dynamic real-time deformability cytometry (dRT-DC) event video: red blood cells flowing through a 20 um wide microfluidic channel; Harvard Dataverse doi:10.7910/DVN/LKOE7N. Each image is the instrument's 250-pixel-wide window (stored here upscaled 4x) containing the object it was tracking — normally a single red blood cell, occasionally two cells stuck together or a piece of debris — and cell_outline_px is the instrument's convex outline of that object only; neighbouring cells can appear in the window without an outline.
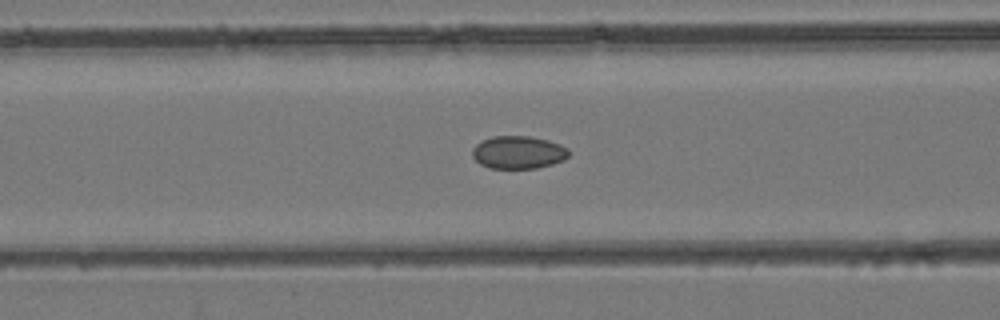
{"species": "common noctule bat (a hibernating species)", "species_latin": "Nyctalus noctula", "temperature_condition": "room temperature", "stored_images_in_passage": 30, "camera_frame_rate_fps": 3000, "um_per_image_px": 0.085, "animal": {"sex": "female", "body_mass_g": 24.6, "forearm_length_mm": 56.2}, "frame": {"image": 1, "passage_image": 9, "time_ms": 2.667, "image_size_px": [1000, 320], "cell_outline_px": [[568, 156], [564, 160], [552, 164], [536, 168], [488, 168], [480, 164], [472, 156], [472, 148], [476, 144], [492, 136], [528, 136], [548, 140], [560, 144], [568, 148]], "centroid_in_image_um": [44.05, 12.95], "position_along_channel_um": 122.6, "area_um2": 18.44}}
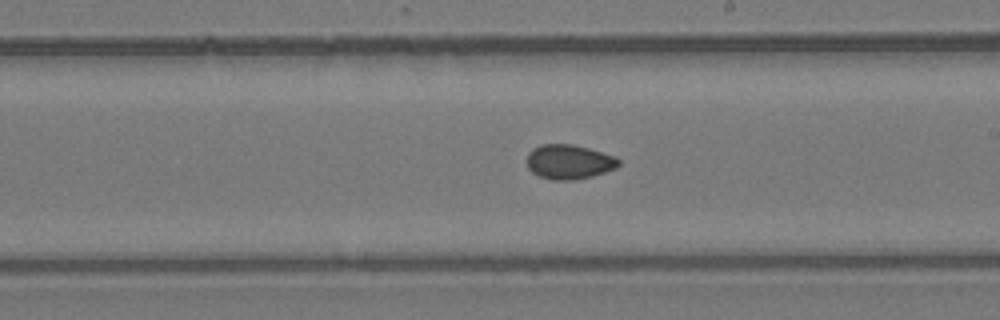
{"frame": {"image": 2, "passage_image": 17, "time_ms": 5.333, "image_size_px": [1000, 320], "cell_outline_px": [[620, 164], [616, 168], [592, 176], [572, 180], [552, 180], [540, 176], [532, 172], [528, 168], [528, 152], [532, 148], [540, 144], [572, 144], [588, 148], [612, 156], [620, 160]], "centroid_in_image_um": [48.34, 13.75], "position_along_channel_um": 240.7, "area_um2": 18.32}}
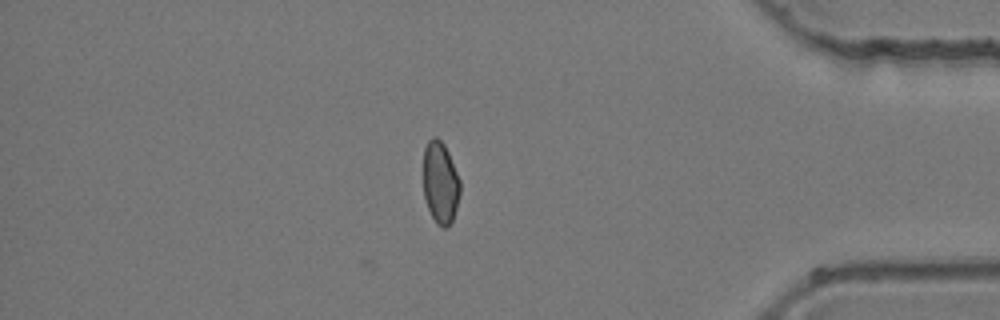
{"frame": {"image": 3, "passage_image": 30, "time_ms": 9.667, "image_size_px": [1000, 320], "cell_outline_px": [[460, 192], [456, 208], [452, 220], [448, 228], [444, 228], [436, 224], [428, 208], [424, 196], [424, 148], [428, 140], [432, 136], [436, 136], [444, 144], [448, 152], [460, 180]], "centroid_in_image_um": [37.43, 15.52], "position_along_channel_um": 397.8, "area_um2": 17.57}}